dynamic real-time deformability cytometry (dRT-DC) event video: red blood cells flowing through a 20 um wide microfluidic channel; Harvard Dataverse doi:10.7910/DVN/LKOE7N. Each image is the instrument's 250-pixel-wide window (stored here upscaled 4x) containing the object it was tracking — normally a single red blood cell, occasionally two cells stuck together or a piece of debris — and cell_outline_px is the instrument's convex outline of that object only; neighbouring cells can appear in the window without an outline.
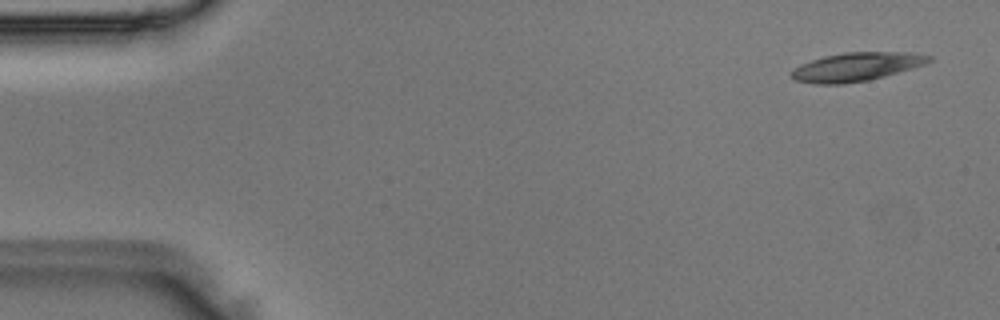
{"species": "Egyptian fruit bat (a non-hibernating species)", "species_latin": "Rousettus aegyptiacus", "temperature_condition": "room temperature", "stored_images_in_passage": 46, "camera_frame_rate_fps": 3000, "um_per_image_px": 0.085, "animal": {"sex": "male"}, "frame": {"image": 1, "passage_image": 1, "time_ms": 0.0, "image_size_px": [1000, 320], "cell_outline_px": [[932, 60], [924, 64], [912, 68], [884, 76], [868, 80], [844, 84], [812, 84], [796, 80], [792, 76], [792, 68], [800, 64], [824, 56], [844, 52], [916, 52], [932, 56]], "centroid_in_image_um": [72.8, 5.67], "position_along_channel_um": 12.2, "area_um2": 22.95}}
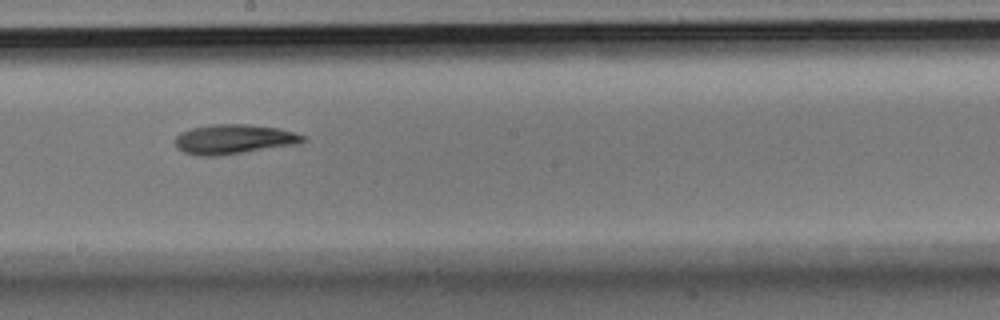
{"frame": {"image": 2, "passage_image": 25, "time_ms": 8.0, "image_size_px": [1000, 320], "cell_outline_px": [[308, 140], [300, 144], [220, 156], [196, 156], [184, 152], [176, 148], [176, 136], [180, 132], [192, 128], [212, 124], [248, 124], [276, 128], [292, 132], [304, 136]], "centroid_in_image_um": [19.87, 11.85], "position_along_channel_um": 228.3, "area_um2": 22.25}}
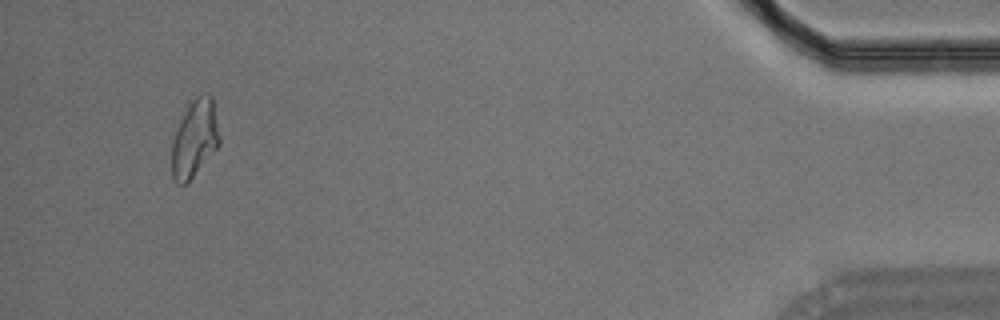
{"frame": {"image": 3, "passage_image": 44, "time_ms": 14.333, "image_size_px": [1000, 320], "cell_outline_px": [[220, 144], [188, 184], [176, 184], [172, 176], [172, 140], [180, 120], [188, 104], [196, 96], [208, 92], [212, 96], [220, 136]], "centroid_in_image_um": [16.55, 11.79], "position_along_channel_um": 418.7, "area_um2": 21.73}}